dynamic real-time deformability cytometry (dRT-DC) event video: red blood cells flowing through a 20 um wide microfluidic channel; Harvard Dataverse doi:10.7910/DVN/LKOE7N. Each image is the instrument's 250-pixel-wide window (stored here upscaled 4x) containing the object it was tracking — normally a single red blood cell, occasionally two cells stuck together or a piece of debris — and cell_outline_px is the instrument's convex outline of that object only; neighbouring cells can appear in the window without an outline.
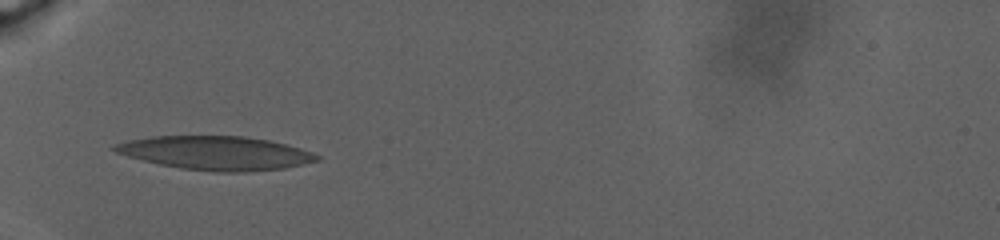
{"species": "human", "species_latin": "Homo sapiens", "temperature_condition": "warm", "stored_images_in_passage": 30, "camera_frame_rate_fps": 3000, "um_per_image_px": 0.085, "donor": {"sex": "male"}, "frame": {"image": 1, "passage_image": 1, "time_ms": 0.0, "image_size_px": [1000, 240], "cell_outline_px": [[320, 160], [304, 164], [284, 168], [244, 172], [216, 172], [180, 168], [160, 164], [128, 156], [116, 152], [112, 148], [112, 144], [128, 140], [152, 136], [244, 136], [268, 140], [300, 148], [312, 152], [320, 156]], "centroid_in_image_um": [18.35, 13.0], "position_along_channel_um": 66.7, "area_um2": 39.65}}
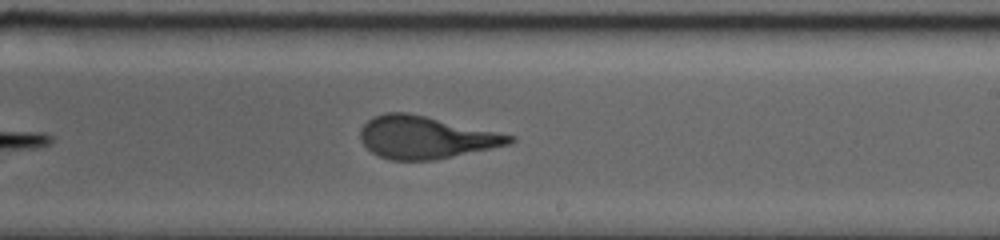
{"frame": {"image": 2, "passage_image": 15, "time_ms": 8.0, "image_size_px": [1000, 240], "cell_outline_px": [[516, 140], [508, 144], [436, 160], [388, 160], [372, 152], [364, 144], [360, 136], [360, 128], [368, 120], [384, 112], [408, 112], [516, 136]], "centroid_in_image_um": [36.16, 11.67], "position_along_channel_um": 252.8, "area_um2": 36.65}}
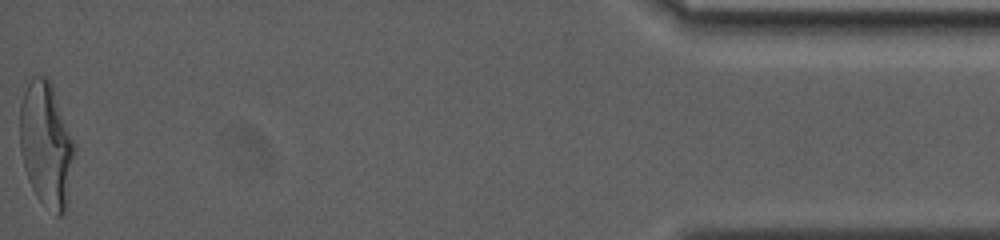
{"frame": {"image": 3, "passage_image": 30, "time_ms": 18.333, "image_size_px": [1000, 240], "cell_outline_px": [[76, 148], [64, 212], [60, 216], [56, 216], [36, 196], [32, 188], [24, 168], [20, 152], [20, 104], [24, 92], [32, 76], [44, 76], [52, 84]], "centroid_in_image_um": [3.91, 12.28], "position_along_channel_um": 431.3, "area_um2": 39.25}, "authors_computed_cell_mechanics": {"area_um2": 37.7145, "velocity_mm_per_s": 2.4496, "shape_relaxation_time_tau1_ms": 8.7009, "shape_relaxation_time_tau2_ms": 1.4293, "deformation_change_tau1": 0.2552, "deformation_change_tau2": 0.097}}